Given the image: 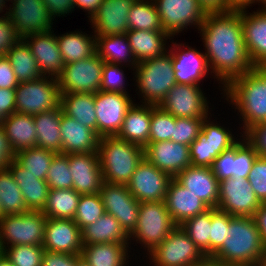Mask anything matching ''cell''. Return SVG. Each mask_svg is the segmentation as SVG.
<instances>
[{"instance_id": "cell-2", "label": "cell", "mask_w": 266, "mask_h": 266, "mask_svg": "<svg viewBox=\"0 0 266 266\" xmlns=\"http://www.w3.org/2000/svg\"><path fill=\"white\" fill-rule=\"evenodd\" d=\"M223 92L224 100L240 113V134L266 122V83L254 69L232 79Z\"/></svg>"}, {"instance_id": "cell-61", "label": "cell", "mask_w": 266, "mask_h": 266, "mask_svg": "<svg viewBox=\"0 0 266 266\" xmlns=\"http://www.w3.org/2000/svg\"><path fill=\"white\" fill-rule=\"evenodd\" d=\"M15 112V89L0 88V115L5 119Z\"/></svg>"}, {"instance_id": "cell-68", "label": "cell", "mask_w": 266, "mask_h": 266, "mask_svg": "<svg viewBox=\"0 0 266 266\" xmlns=\"http://www.w3.org/2000/svg\"><path fill=\"white\" fill-rule=\"evenodd\" d=\"M75 266H89V264L81 255L75 254Z\"/></svg>"}, {"instance_id": "cell-11", "label": "cell", "mask_w": 266, "mask_h": 266, "mask_svg": "<svg viewBox=\"0 0 266 266\" xmlns=\"http://www.w3.org/2000/svg\"><path fill=\"white\" fill-rule=\"evenodd\" d=\"M104 63L95 53L89 58L65 64L57 77L60 93L95 94L100 91Z\"/></svg>"}, {"instance_id": "cell-17", "label": "cell", "mask_w": 266, "mask_h": 266, "mask_svg": "<svg viewBox=\"0 0 266 266\" xmlns=\"http://www.w3.org/2000/svg\"><path fill=\"white\" fill-rule=\"evenodd\" d=\"M8 18L19 37L53 30V19L42 0H14L9 5Z\"/></svg>"}, {"instance_id": "cell-18", "label": "cell", "mask_w": 266, "mask_h": 266, "mask_svg": "<svg viewBox=\"0 0 266 266\" xmlns=\"http://www.w3.org/2000/svg\"><path fill=\"white\" fill-rule=\"evenodd\" d=\"M173 177L158 169L145 158L137 165L126 184L130 193L141 202L165 201Z\"/></svg>"}, {"instance_id": "cell-49", "label": "cell", "mask_w": 266, "mask_h": 266, "mask_svg": "<svg viewBox=\"0 0 266 266\" xmlns=\"http://www.w3.org/2000/svg\"><path fill=\"white\" fill-rule=\"evenodd\" d=\"M257 156L258 153L253 145L244 136L240 137V140L235 144L233 177L248 179L249 172Z\"/></svg>"}, {"instance_id": "cell-43", "label": "cell", "mask_w": 266, "mask_h": 266, "mask_svg": "<svg viewBox=\"0 0 266 266\" xmlns=\"http://www.w3.org/2000/svg\"><path fill=\"white\" fill-rule=\"evenodd\" d=\"M55 154L53 151L31 147L18 151L14 160L37 179L45 180Z\"/></svg>"}, {"instance_id": "cell-8", "label": "cell", "mask_w": 266, "mask_h": 266, "mask_svg": "<svg viewBox=\"0 0 266 266\" xmlns=\"http://www.w3.org/2000/svg\"><path fill=\"white\" fill-rule=\"evenodd\" d=\"M60 89L57 78L42 76L19 83L15 88L16 112L35 116L60 106Z\"/></svg>"}, {"instance_id": "cell-13", "label": "cell", "mask_w": 266, "mask_h": 266, "mask_svg": "<svg viewBox=\"0 0 266 266\" xmlns=\"http://www.w3.org/2000/svg\"><path fill=\"white\" fill-rule=\"evenodd\" d=\"M199 84L176 83L158 105L162 110L176 118H206L209 111V100L205 97Z\"/></svg>"}, {"instance_id": "cell-55", "label": "cell", "mask_w": 266, "mask_h": 266, "mask_svg": "<svg viewBox=\"0 0 266 266\" xmlns=\"http://www.w3.org/2000/svg\"><path fill=\"white\" fill-rule=\"evenodd\" d=\"M19 40H21V38L16 32L15 26L7 16H3L0 20V56H6L7 52L11 50Z\"/></svg>"}, {"instance_id": "cell-24", "label": "cell", "mask_w": 266, "mask_h": 266, "mask_svg": "<svg viewBox=\"0 0 266 266\" xmlns=\"http://www.w3.org/2000/svg\"><path fill=\"white\" fill-rule=\"evenodd\" d=\"M23 40L30 47L42 75L57 78L65 63L54 31L28 35Z\"/></svg>"}, {"instance_id": "cell-70", "label": "cell", "mask_w": 266, "mask_h": 266, "mask_svg": "<svg viewBox=\"0 0 266 266\" xmlns=\"http://www.w3.org/2000/svg\"><path fill=\"white\" fill-rule=\"evenodd\" d=\"M5 1H6V2H5ZM5 4H6V5H5ZM5 7H6V8H5ZM3 8H4V10H5V9L8 10V11H5L6 13H4L3 15H4V16H8L9 6H8V8H7V0H0V14H1L2 12H4Z\"/></svg>"}, {"instance_id": "cell-58", "label": "cell", "mask_w": 266, "mask_h": 266, "mask_svg": "<svg viewBox=\"0 0 266 266\" xmlns=\"http://www.w3.org/2000/svg\"><path fill=\"white\" fill-rule=\"evenodd\" d=\"M41 266H75V254L45 250Z\"/></svg>"}, {"instance_id": "cell-64", "label": "cell", "mask_w": 266, "mask_h": 266, "mask_svg": "<svg viewBox=\"0 0 266 266\" xmlns=\"http://www.w3.org/2000/svg\"><path fill=\"white\" fill-rule=\"evenodd\" d=\"M102 1L103 0H73V3L74 7H77L85 12L87 11V18L90 19L99 8V5Z\"/></svg>"}, {"instance_id": "cell-40", "label": "cell", "mask_w": 266, "mask_h": 266, "mask_svg": "<svg viewBox=\"0 0 266 266\" xmlns=\"http://www.w3.org/2000/svg\"><path fill=\"white\" fill-rule=\"evenodd\" d=\"M81 194L71 189H49L42 213L46 218L74 219Z\"/></svg>"}, {"instance_id": "cell-75", "label": "cell", "mask_w": 266, "mask_h": 266, "mask_svg": "<svg viewBox=\"0 0 266 266\" xmlns=\"http://www.w3.org/2000/svg\"><path fill=\"white\" fill-rule=\"evenodd\" d=\"M3 117L0 115V125H1V123H2V121H3Z\"/></svg>"}, {"instance_id": "cell-48", "label": "cell", "mask_w": 266, "mask_h": 266, "mask_svg": "<svg viewBox=\"0 0 266 266\" xmlns=\"http://www.w3.org/2000/svg\"><path fill=\"white\" fill-rule=\"evenodd\" d=\"M44 251L42 245H12L3 248V255L14 266H41Z\"/></svg>"}, {"instance_id": "cell-63", "label": "cell", "mask_w": 266, "mask_h": 266, "mask_svg": "<svg viewBox=\"0 0 266 266\" xmlns=\"http://www.w3.org/2000/svg\"><path fill=\"white\" fill-rule=\"evenodd\" d=\"M253 218L260 232L261 240L266 247V202L261 203Z\"/></svg>"}, {"instance_id": "cell-66", "label": "cell", "mask_w": 266, "mask_h": 266, "mask_svg": "<svg viewBox=\"0 0 266 266\" xmlns=\"http://www.w3.org/2000/svg\"><path fill=\"white\" fill-rule=\"evenodd\" d=\"M192 266H222V263L210 256H205L201 261Z\"/></svg>"}, {"instance_id": "cell-38", "label": "cell", "mask_w": 266, "mask_h": 266, "mask_svg": "<svg viewBox=\"0 0 266 266\" xmlns=\"http://www.w3.org/2000/svg\"><path fill=\"white\" fill-rule=\"evenodd\" d=\"M33 117L37 134L36 147L62 153L61 106Z\"/></svg>"}, {"instance_id": "cell-26", "label": "cell", "mask_w": 266, "mask_h": 266, "mask_svg": "<svg viewBox=\"0 0 266 266\" xmlns=\"http://www.w3.org/2000/svg\"><path fill=\"white\" fill-rule=\"evenodd\" d=\"M175 179L196 195L209 208H217L219 181L210 167L190 165L181 171Z\"/></svg>"}, {"instance_id": "cell-34", "label": "cell", "mask_w": 266, "mask_h": 266, "mask_svg": "<svg viewBox=\"0 0 266 266\" xmlns=\"http://www.w3.org/2000/svg\"><path fill=\"white\" fill-rule=\"evenodd\" d=\"M96 53L104 62L125 65L130 70L138 64L126 34L96 37Z\"/></svg>"}, {"instance_id": "cell-65", "label": "cell", "mask_w": 266, "mask_h": 266, "mask_svg": "<svg viewBox=\"0 0 266 266\" xmlns=\"http://www.w3.org/2000/svg\"><path fill=\"white\" fill-rule=\"evenodd\" d=\"M231 5V9H242V8H250L252 4H256V0H229Z\"/></svg>"}, {"instance_id": "cell-74", "label": "cell", "mask_w": 266, "mask_h": 266, "mask_svg": "<svg viewBox=\"0 0 266 266\" xmlns=\"http://www.w3.org/2000/svg\"><path fill=\"white\" fill-rule=\"evenodd\" d=\"M2 217V205H1V200H0V218Z\"/></svg>"}, {"instance_id": "cell-41", "label": "cell", "mask_w": 266, "mask_h": 266, "mask_svg": "<svg viewBox=\"0 0 266 266\" xmlns=\"http://www.w3.org/2000/svg\"><path fill=\"white\" fill-rule=\"evenodd\" d=\"M0 200L2 216L19 215L30 211L13 174L8 168L0 171Z\"/></svg>"}, {"instance_id": "cell-72", "label": "cell", "mask_w": 266, "mask_h": 266, "mask_svg": "<svg viewBox=\"0 0 266 266\" xmlns=\"http://www.w3.org/2000/svg\"><path fill=\"white\" fill-rule=\"evenodd\" d=\"M260 3L261 8H266V0H256V5Z\"/></svg>"}, {"instance_id": "cell-3", "label": "cell", "mask_w": 266, "mask_h": 266, "mask_svg": "<svg viewBox=\"0 0 266 266\" xmlns=\"http://www.w3.org/2000/svg\"><path fill=\"white\" fill-rule=\"evenodd\" d=\"M211 257L223 264L259 265L266 259V247L254 218L231 216L223 245Z\"/></svg>"}, {"instance_id": "cell-59", "label": "cell", "mask_w": 266, "mask_h": 266, "mask_svg": "<svg viewBox=\"0 0 266 266\" xmlns=\"http://www.w3.org/2000/svg\"><path fill=\"white\" fill-rule=\"evenodd\" d=\"M47 7L51 18L66 17L65 15L71 14L75 11L73 0H42Z\"/></svg>"}, {"instance_id": "cell-19", "label": "cell", "mask_w": 266, "mask_h": 266, "mask_svg": "<svg viewBox=\"0 0 266 266\" xmlns=\"http://www.w3.org/2000/svg\"><path fill=\"white\" fill-rule=\"evenodd\" d=\"M171 41L168 51L172 55L176 83L200 85L211 73L205 54L188 44Z\"/></svg>"}, {"instance_id": "cell-50", "label": "cell", "mask_w": 266, "mask_h": 266, "mask_svg": "<svg viewBox=\"0 0 266 266\" xmlns=\"http://www.w3.org/2000/svg\"><path fill=\"white\" fill-rule=\"evenodd\" d=\"M122 66L123 65L104 63L100 91L129 94L128 89H126L127 83L125 84L127 78L125 77V72L122 70V68L125 69L124 67L126 66Z\"/></svg>"}, {"instance_id": "cell-52", "label": "cell", "mask_w": 266, "mask_h": 266, "mask_svg": "<svg viewBox=\"0 0 266 266\" xmlns=\"http://www.w3.org/2000/svg\"><path fill=\"white\" fill-rule=\"evenodd\" d=\"M204 118H176L173 141L190 146L201 132Z\"/></svg>"}, {"instance_id": "cell-22", "label": "cell", "mask_w": 266, "mask_h": 266, "mask_svg": "<svg viewBox=\"0 0 266 266\" xmlns=\"http://www.w3.org/2000/svg\"><path fill=\"white\" fill-rule=\"evenodd\" d=\"M144 158L173 178L191 165L189 146L171 140L148 143Z\"/></svg>"}, {"instance_id": "cell-10", "label": "cell", "mask_w": 266, "mask_h": 266, "mask_svg": "<svg viewBox=\"0 0 266 266\" xmlns=\"http://www.w3.org/2000/svg\"><path fill=\"white\" fill-rule=\"evenodd\" d=\"M146 254L153 266H192L205 257L181 226Z\"/></svg>"}, {"instance_id": "cell-44", "label": "cell", "mask_w": 266, "mask_h": 266, "mask_svg": "<svg viewBox=\"0 0 266 266\" xmlns=\"http://www.w3.org/2000/svg\"><path fill=\"white\" fill-rule=\"evenodd\" d=\"M180 226L202 253L210 256L211 208L188 219Z\"/></svg>"}, {"instance_id": "cell-31", "label": "cell", "mask_w": 266, "mask_h": 266, "mask_svg": "<svg viewBox=\"0 0 266 266\" xmlns=\"http://www.w3.org/2000/svg\"><path fill=\"white\" fill-rule=\"evenodd\" d=\"M126 36L138 63L165 54L169 50L167 40L171 43L172 39L163 30H128Z\"/></svg>"}, {"instance_id": "cell-45", "label": "cell", "mask_w": 266, "mask_h": 266, "mask_svg": "<svg viewBox=\"0 0 266 266\" xmlns=\"http://www.w3.org/2000/svg\"><path fill=\"white\" fill-rule=\"evenodd\" d=\"M105 213V208L99 193L81 194L73 220L83 230L88 225L97 221Z\"/></svg>"}, {"instance_id": "cell-33", "label": "cell", "mask_w": 266, "mask_h": 266, "mask_svg": "<svg viewBox=\"0 0 266 266\" xmlns=\"http://www.w3.org/2000/svg\"><path fill=\"white\" fill-rule=\"evenodd\" d=\"M129 244H87L83 245L81 256L89 266H127L130 262L128 259H131Z\"/></svg>"}, {"instance_id": "cell-53", "label": "cell", "mask_w": 266, "mask_h": 266, "mask_svg": "<svg viewBox=\"0 0 266 266\" xmlns=\"http://www.w3.org/2000/svg\"><path fill=\"white\" fill-rule=\"evenodd\" d=\"M248 180L260 203L266 202V157L257 156Z\"/></svg>"}, {"instance_id": "cell-54", "label": "cell", "mask_w": 266, "mask_h": 266, "mask_svg": "<svg viewBox=\"0 0 266 266\" xmlns=\"http://www.w3.org/2000/svg\"><path fill=\"white\" fill-rule=\"evenodd\" d=\"M234 159L235 145L230 149L223 151L217 158L214 159L210 168L219 182L233 177Z\"/></svg>"}, {"instance_id": "cell-27", "label": "cell", "mask_w": 266, "mask_h": 266, "mask_svg": "<svg viewBox=\"0 0 266 266\" xmlns=\"http://www.w3.org/2000/svg\"><path fill=\"white\" fill-rule=\"evenodd\" d=\"M60 131L63 154L93 153L98 151L100 137L92 129L63 114L61 109Z\"/></svg>"}, {"instance_id": "cell-7", "label": "cell", "mask_w": 266, "mask_h": 266, "mask_svg": "<svg viewBox=\"0 0 266 266\" xmlns=\"http://www.w3.org/2000/svg\"><path fill=\"white\" fill-rule=\"evenodd\" d=\"M237 136V137H236ZM234 136L229 128L211 121L208 115L203 120L201 132L189 146L192 166L210 167L223 151L234 146L243 134ZM238 138V139H237Z\"/></svg>"}, {"instance_id": "cell-23", "label": "cell", "mask_w": 266, "mask_h": 266, "mask_svg": "<svg viewBox=\"0 0 266 266\" xmlns=\"http://www.w3.org/2000/svg\"><path fill=\"white\" fill-rule=\"evenodd\" d=\"M73 189L79 194L99 193L104 182L98 152L67 154Z\"/></svg>"}, {"instance_id": "cell-36", "label": "cell", "mask_w": 266, "mask_h": 266, "mask_svg": "<svg viewBox=\"0 0 266 266\" xmlns=\"http://www.w3.org/2000/svg\"><path fill=\"white\" fill-rule=\"evenodd\" d=\"M95 94L68 93L60 95V106L63 114L74 118L77 122L97 133V115L95 110Z\"/></svg>"}, {"instance_id": "cell-20", "label": "cell", "mask_w": 266, "mask_h": 266, "mask_svg": "<svg viewBox=\"0 0 266 266\" xmlns=\"http://www.w3.org/2000/svg\"><path fill=\"white\" fill-rule=\"evenodd\" d=\"M136 0H103L89 20L96 37L126 34L127 17Z\"/></svg>"}, {"instance_id": "cell-25", "label": "cell", "mask_w": 266, "mask_h": 266, "mask_svg": "<svg viewBox=\"0 0 266 266\" xmlns=\"http://www.w3.org/2000/svg\"><path fill=\"white\" fill-rule=\"evenodd\" d=\"M241 9L245 48L253 66L266 64V8Z\"/></svg>"}, {"instance_id": "cell-14", "label": "cell", "mask_w": 266, "mask_h": 266, "mask_svg": "<svg viewBox=\"0 0 266 266\" xmlns=\"http://www.w3.org/2000/svg\"><path fill=\"white\" fill-rule=\"evenodd\" d=\"M260 205L248 179L231 177L219 182L218 209L232 216L253 217Z\"/></svg>"}, {"instance_id": "cell-5", "label": "cell", "mask_w": 266, "mask_h": 266, "mask_svg": "<svg viewBox=\"0 0 266 266\" xmlns=\"http://www.w3.org/2000/svg\"><path fill=\"white\" fill-rule=\"evenodd\" d=\"M133 72L140 103L158 106L168 91L176 84L172 55L169 51L160 57L137 64ZM139 93V94H138Z\"/></svg>"}, {"instance_id": "cell-9", "label": "cell", "mask_w": 266, "mask_h": 266, "mask_svg": "<svg viewBox=\"0 0 266 266\" xmlns=\"http://www.w3.org/2000/svg\"><path fill=\"white\" fill-rule=\"evenodd\" d=\"M47 218L42 211H28L19 215L0 218V244L2 248L12 245H42Z\"/></svg>"}, {"instance_id": "cell-1", "label": "cell", "mask_w": 266, "mask_h": 266, "mask_svg": "<svg viewBox=\"0 0 266 266\" xmlns=\"http://www.w3.org/2000/svg\"><path fill=\"white\" fill-rule=\"evenodd\" d=\"M198 31L211 75L221 84V91L232 79L253 69L244 43L241 9L207 13Z\"/></svg>"}, {"instance_id": "cell-12", "label": "cell", "mask_w": 266, "mask_h": 266, "mask_svg": "<svg viewBox=\"0 0 266 266\" xmlns=\"http://www.w3.org/2000/svg\"><path fill=\"white\" fill-rule=\"evenodd\" d=\"M160 16L162 30L172 39L179 33L202 25L207 13L197 0H153ZM193 25V26H192Z\"/></svg>"}, {"instance_id": "cell-56", "label": "cell", "mask_w": 266, "mask_h": 266, "mask_svg": "<svg viewBox=\"0 0 266 266\" xmlns=\"http://www.w3.org/2000/svg\"><path fill=\"white\" fill-rule=\"evenodd\" d=\"M243 136L253 145L258 156L266 157V122L253 126Z\"/></svg>"}, {"instance_id": "cell-60", "label": "cell", "mask_w": 266, "mask_h": 266, "mask_svg": "<svg viewBox=\"0 0 266 266\" xmlns=\"http://www.w3.org/2000/svg\"><path fill=\"white\" fill-rule=\"evenodd\" d=\"M15 155L16 152L0 126V171L7 168L8 164L15 159Z\"/></svg>"}, {"instance_id": "cell-47", "label": "cell", "mask_w": 266, "mask_h": 266, "mask_svg": "<svg viewBox=\"0 0 266 266\" xmlns=\"http://www.w3.org/2000/svg\"><path fill=\"white\" fill-rule=\"evenodd\" d=\"M71 174L67 154L56 153L45 181L49 189H71L73 188V178Z\"/></svg>"}, {"instance_id": "cell-42", "label": "cell", "mask_w": 266, "mask_h": 266, "mask_svg": "<svg viewBox=\"0 0 266 266\" xmlns=\"http://www.w3.org/2000/svg\"><path fill=\"white\" fill-rule=\"evenodd\" d=\"M129 30H162L153 0H136L127 17Z\"/></svg>"}, {"instance_id": "cell-69", "label": "cell", "mask_w": 266, "mask_h": 266, "mask_svg": "<svg viewBox=\"0 0 266 266\" xmlns=\"http://www.w3.org/2000/svg\"><path fill=\"white\" fill-rule=\"evenodd\" d=\"M0 266H14L6 256L3 254L0 255Z\"/></svg>"}, {"instance_id": "cell-32", "label": "cell", "mask_w": 266, "mask_h": 266, "mask_svg": "<svg viewBox=\"0 0 266 266\" xmlns=\"http://www.w3.org/2000/svg\"><path fill=\"white\" fill-rule=\"evenodd\" d=\"M0 126L16 153L36 147L37 134L33 116L15 112L3 119Z\"/></svg>"}, {"instance_id": "cell-57", "label": "cell", "mask_w": 266, "mask_h": 266, "mask_svg": "<svg viewBox=\"0 0 266 266\" xmlns=\"http://www.w3.org/2000/svg\"><path fill=\"white\" fill-rule=\"evenodd\" d=\"M18 84L19 81L9 59L6 56H0V88L15 89Z\"/></svg>"}, {"instance_id": "cell-37", "label": "cell", "mask_w": 266, "mask_h": 266, "mask_svg": "<svg viewBox=\"0 0 266 266\" xmlns=\"http://www.w3.org/2000/svg\"><path fill=\"white\" fill-rule=\"evenodd\" d=\"M59 50L65 64L78 62L96 53V36L79 31L66 32L56 36Z\"/></svg>"}, {"instance_id": "cell-51", "label": "cell", "mask_w": 266, "mask_h": 266, "mask_svg": "<svg viewBox=\"0 0 266 266\" xmlns=\"http://www.w3.org/2000/svg\"><path fill=\"white\" fill-rule=\"evenodd\" d=\"M231 216L218 208H211L210 257L223 245Z\"/></svg>"}, {"instance_id": "cell-29", "label": "cell", "mask_w": 266, "mask_h": 266, "mask_svg": "<svg viewBox=\"0 0 266 266\" xmlns=\"http://www.w3.org/2000/svg\"><path fill=\"white\" fill-rule=\"evenodd\" d=\"M151 104H137L128 109L117 138L145 147L149 143Z\"/></svg>"}, {"instance_id": "cell-4", "label": "cell", "mask_w": 266, "mask_h": 266, "mask_svg": "<svg viewBox=\"0 0 266 266\" xmlns=\"http://www.w3.org/2000/svg\"><path fill=\"white\" fill-rule=\"evenodd\" d=\"M97 152L103 180L111 184L126 185L144 158V147L116 136L101 137Z\"/></svg>"}, {"instance_id": "cell-73", "label": "cell", "mask_w": 266, "mask_h": 266, "mask_svg": "<svg viewBox=\"0 0 266 266\" xmlns=\"http://www.w3.org/2000/svg\"><path fill=\"white\" fill-rule=\"evenodd\" d=\"M258 266H266V259H264Z\"/></svg>"}, {"instance_id": "cell-35", "label": "cell", "mask_w": 266, "mask_h": 266, "mask_svg": "<svg viewBox=\"0 0 266 266\" xmlns=\"http://www.w3.org/2000/svg\"><path fill=\"white\" fill-rule=\"evenodd\" d=\"M83 245L102 243H130L129 235L118 220L105 213L97 221L82 230Z\"/></svg>"}, {"instance_id": "cell-28", "label": "cell", "mask_w": 266, "mask_h": 266, "mask_svg": "<svg viewBox=\"0 0 266 266\" xmlns=\"http://www.w3.org/2000/svg\"><path fill=\"white\" fill-rule=\"evenodd\" d=\"M164 202L177 226L209 209L206 204L183 187L175 178L169 184Z\"/></svg>"}, {"instance_id": "cell-39", "label": "cell", "mask_w": 266, "mask_h": 266, "mask_svg": "<svg viewBox=\"0 0 266 266\" xmlns=\"http://www.w3.org/2000/svg\"><path fill=\"white\" fill-rule=\"evenodd\" d=\"M6 57L9 59L19 83L36 80L43 76L30 47L23 39L7 52Z\"/></svg>"}, {"instance_id": "cell-15", "label": "cell", "mask_w": 266, "mask_h": 266, "mask_svg": "<svg viewBox=\"0 0 266 266\" xmlns=\"http://www.w3.org/2000/svg\"><path fill=\"white\" fill-rule=\"evenodd\" d=\"M130 94L98 91L95 93L97 134L101 137L117 136L128 109L133 105Z\"/></svg>"}, {"instance_id": "cell-62", "label": "cell", "mask_w": 266, "mask_h": 266, "mask_svg": "<svg viewBox=\"0 0 266 266\" xmlns=\"http://www.w3.org/2000/svg\"><path fill=\"white\" fill-rule=\"evenodd\" d=\"M206 13H224L231 11L229 0H197Z\"/></svg>"}, {"instance_id": "cell-21", "label": "cell", "mask_w": 266, "mask_h": 266, "mask_svg": "<svg viewBox=\"0 0 266 266\" xmlns=\"http://www.w3.org/2000/svg\"><path fill=\"white\" fill-rule=\"evenodd\" d=\"M42 246L51 252L81 255L82 230L73 219L47 218Z\"/></svg>"}, {"instance_id": "cell-16", "label": "cell", "mask_w": 266, "mask_h": 266, "mask_svg": "<svg viewBox=\"0 0 266 266\" xmlns=\"http://www.w3.org/2000/svg\"><path fill=\"white\" fill-rule=\"evenodd\" d=\"M105 212L114 216L130 235L137 226L140 202L127 185L103 182L99 191Z\"/></svg>"}, {"instance_id": "cell-76", "label": "cell", "mask_w": 266, "mask_h": 266, "mask_svg": "<svg viewBox=\"0 0 266 266\" xmlns=\"http://www.w3.org/2000/svg\"><path fill=\"white\" fill-rule=\"evenodd\" d=\"M0 253H3V248L1 246V244H0Z\"/></svg>"}, {"instance_id": "cell-71", "label": "cell", "mask_w": 266, "mask_h": 266, "mask_svg": "<svg viewBox=\"0 0 266 266\" xmlns=\"http://www.w3.org/2000/svg\"><path fill=\"white\" fill-rule=\"evenodd\" d=\"M222 266H258V265H254V264H223Z\"/></svg>"}, {"instance_id": "cell-67", "label": "cell", "mask_w": 266, "mask_h": 266, "mask_svg": "<svg viewBox=\"0 0 266 266\" xmlns=\"http://www.w3.org/2000/svg\"><path fill=\"white\" fill-rule=\"evenodd\" d=\"M253 69L263 78L266 83V64L254 66Z\"/></svg>"}, {"instance_id": "cell-6", "label": "cell", "mask_w": 266, "mask_h": 266, "mask_svg": "<svg viewBox=\"0 0 266 266\" xmlns=\"http://www.w3.org/2000/svg\"><path fill=\"white\" fill-rule=\"evenodd\" d=\"M176 227L164 201L141 202L137 226L129 235L130 248L135 241L150 253Z\"/></svg>"}, {"instance_id": "cell-46", "label": "cell", "mask_w": 266, "mask_h": 266, "mask_svg": "<svg viewBox=\"0 0 266 266\" xmlns=\"http://www.w3.org/2000/svg\"><path fill=\"white\" fill-rule=\"evenodd\" d=\"M173 126H175V117L159 106L151 104L149 143L173 141Z\"/></svg>"}, {"instance_id": "cell-30", "label": "cell", "mask_w": 266, "mask_h": 266, "mask_svg": "<svg viewBox=\"0 0 266 266\" xmlns=\"http://www.w3.org/2000/svg\"><path fill=\"white\" fill-rule=\"evenodd\" d=\"M7 168L13 174L27 208L32 211H42L48 199L49 186L47 182L37 179L34 174L27 172L15 160H12Z\"/></svg>"}]
</instances>
